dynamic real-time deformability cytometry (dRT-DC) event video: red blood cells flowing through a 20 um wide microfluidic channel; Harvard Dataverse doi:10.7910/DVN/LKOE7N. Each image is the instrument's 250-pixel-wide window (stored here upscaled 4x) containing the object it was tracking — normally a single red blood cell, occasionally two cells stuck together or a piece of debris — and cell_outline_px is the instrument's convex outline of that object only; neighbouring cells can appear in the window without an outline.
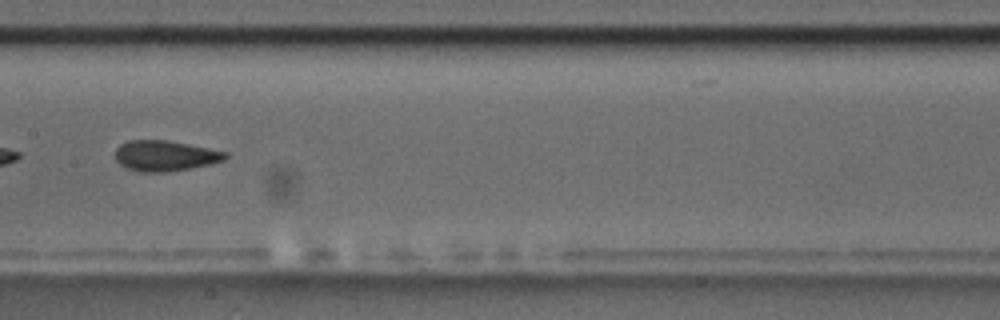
{"species": "common noctule bat (a hibernating species)", "species_latin": "Nyctalus noctula", "temperature_condition": "room temperature", "stored_images_in_passage": 54, "camera_frame_rate_fps": 3000, "um_per_image_px": 0.085, "animal": {"sex": "male", "body_mass_g": 17.5, "forearm_length_mm": 52.3}, "frame": {"image": 1, "passage_image": 24, "time_ms": 7.667, "image_size_px": [1000, 320], "cell_outline_px": [[228, 156], [224, 160], [212, 164], [192, 168], [168, 172], [136, 172], [124, 168], [116, 160], [116, 148], [120, 144], [128, 140], [168, 140], [228, 152]], "centroid_in_image_um": [14.02, 13.25], "position_along_channel_um": 193.4, "area_um2": 19.88}}
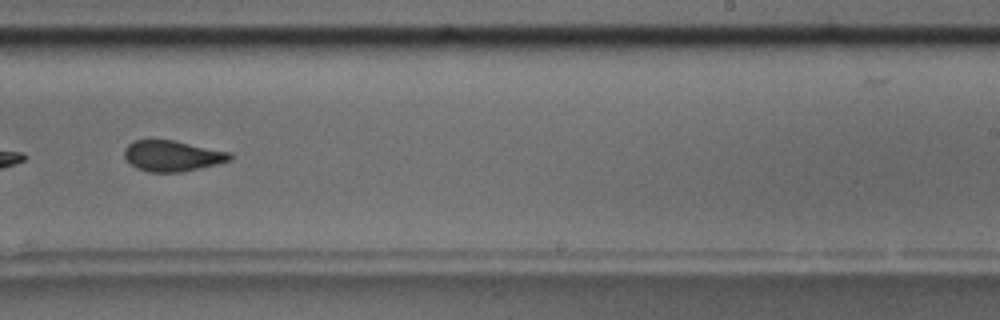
{"frame": {"image": 2, "passage_image": 31, "time_ms": 10.0, "image_size_px": [1000, 320], "cell_outline_px": [[232, 160], [200, 168], [180, 172], [148, 172], [136, 168], [124, 156], [124, 148], [132, 140], [172, 140], [232, 152]], "centroid_in_image_um": [14.65, 13.25], "position_along_channel_um": 274.3, "area_um2": 18.96}}
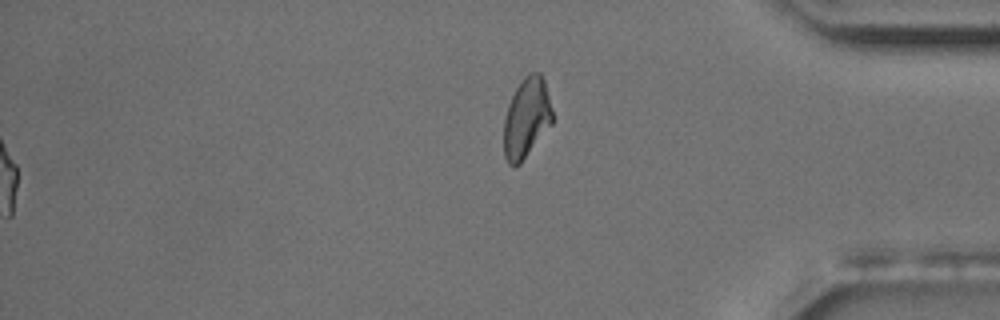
{"frame": {"image": 3, "passage_image": 54, "time_ms": 17.667, "image_size_px": [1000, 320], "cell_outline_px": [[552, 124], [520, 164], [516, 168], [512, 168], [508, 164], [504, 156], [504, 120], [508, 104], [516, 88], [524, 76], [532, 72], [540, 72], [544, 80], [552, 108]], "centroid_in_image_um": [44.74, 10.06], "position_along_channel_um": 390.5, "area_um2": 22.77}, "authors_computed_cell_mechanics": {"area_um2": 19.8543, "velocity_mm_per_s": 3.4774, "shape_relaxation_time_tau1_ms": 3.6001, "shape_relaxation_time_tau2_ms": 1.8045, "deformation_change_tau1": 0.134, "deformation_change_tau2": 0.0881}}